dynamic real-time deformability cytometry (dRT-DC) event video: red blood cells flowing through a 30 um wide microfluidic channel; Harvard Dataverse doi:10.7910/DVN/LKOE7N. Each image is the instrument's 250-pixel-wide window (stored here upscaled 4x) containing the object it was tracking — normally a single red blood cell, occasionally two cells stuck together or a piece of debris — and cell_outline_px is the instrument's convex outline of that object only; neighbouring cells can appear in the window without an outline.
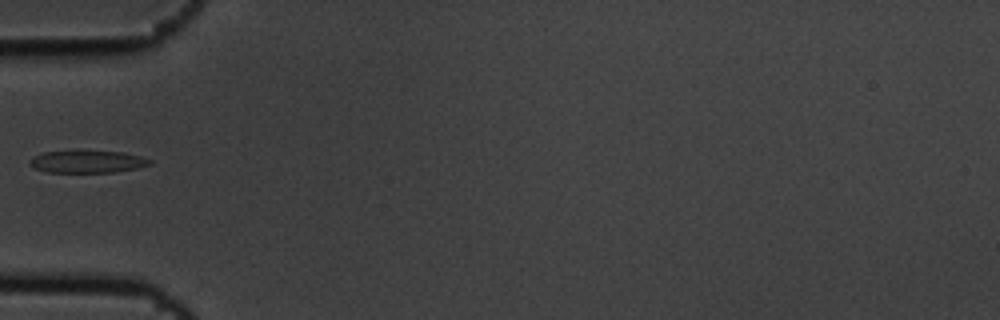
{"species": "common noctule bat (a hibernating species)", "species_latin": "Nyctalus noctula", "temperature_condition": "cold", "stored_images_in_passage": 5, "camera_frame_rate_fps": 3000, "um_per_image_px": 0.085, "animal": {"sex": "male", "body_mass_g": 19.5, "forearm_length_mm": 54.6}, "frame": {"image": 1, "passage_image": 4, "time_ms": 1.0, "image_size_px": [1000, 320], "cell_outline_px": [[152, 164], [136, 168], [116, 172], [48, 172], [36, 168], [28, 164], [28, 160], [44, 152], [124, 152], [140, 156], [152, 160]], "centroid_in_image_um": [7.46, 13.76], "position_along_channel_um": 77.5, "area_um2": 15.2}}
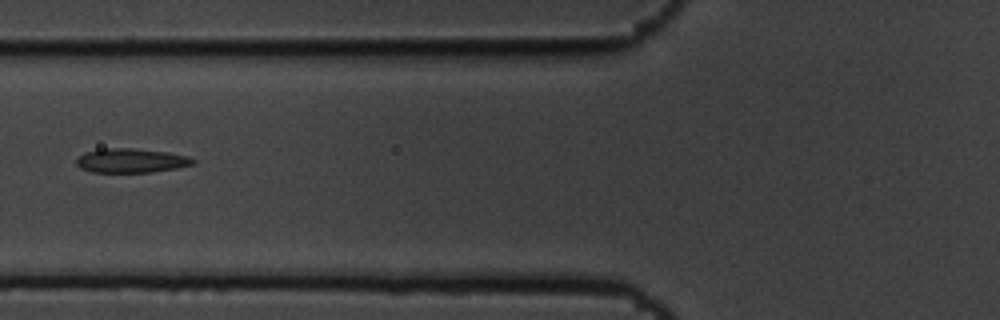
{"frame": {"image": 2, "passage_image": 5, "time_ms": 1.333, "image_size_px": [1000, 320], "cell_outline_px": [[196, 164], [176, 168], [152, 172], [92, 172], [80, 168], [76, 164], [76, 160], [84, 152], [104, 148], [132, 148], [168, 152], [188, 156], [196, 160]], "centroid_in_image_um": [11.16, 13.65], "position_along_channel_um": 114.6, "area_um2": 16.53}}